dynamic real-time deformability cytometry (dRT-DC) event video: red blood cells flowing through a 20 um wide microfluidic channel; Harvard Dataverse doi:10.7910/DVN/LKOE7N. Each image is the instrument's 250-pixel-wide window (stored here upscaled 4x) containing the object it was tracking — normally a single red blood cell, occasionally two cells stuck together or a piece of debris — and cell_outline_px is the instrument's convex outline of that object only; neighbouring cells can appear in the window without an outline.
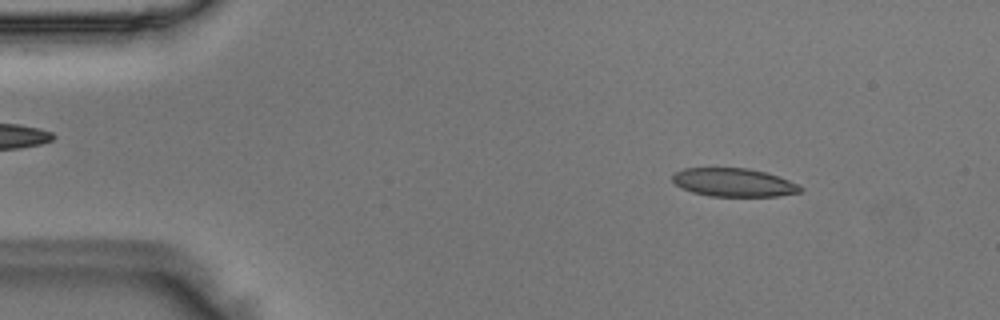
{"species": "Egyptian fruit bat (a non-hibernating species)", "species_latin": "Rousettus aegyptiacus", "temperature_condition": "room temperature", "stored_images_in_passage": 50, "camera_frame_rate_fps": 3000, "um_per_image_px": 0.085, "animal": {"sex": "male"}, "frame": {"image": 1, "passage_image": 6, "time_ms": 1.667, "image_size_px": [1000, 320], "cell_outline_px": [[804, 188], [800, 192], [776, 196], [708, 196], [692, 192], [680, 188], [672, 180], [672, 176], [676, 172], [684, 168], [748, 168], [768, 172], [788, 180]], "centroid_in_image_um": [62.35, 15.5], "position_along_channel_um": 22.7, "area_um2": 21.15}}
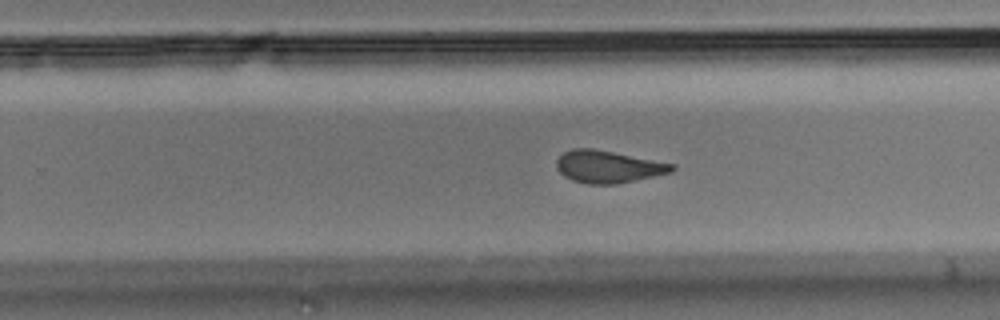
{"frame": {"image": 2, "passage_image": 31, "time_ms": 10.0, "image_size_px": [1000, 320], "cell_outline_px": [[676, 168], [672, 172], [616, 184], [588, 184], [572, 180], [564, 176], [556, 168], [556, 160], [564, 152], [572, 148], [592, 148], [676, 164]], "centroid_in_image_um": [51.68, 14.17], "position_along_channel_um": 278.1, "area_um2": 21.68}}
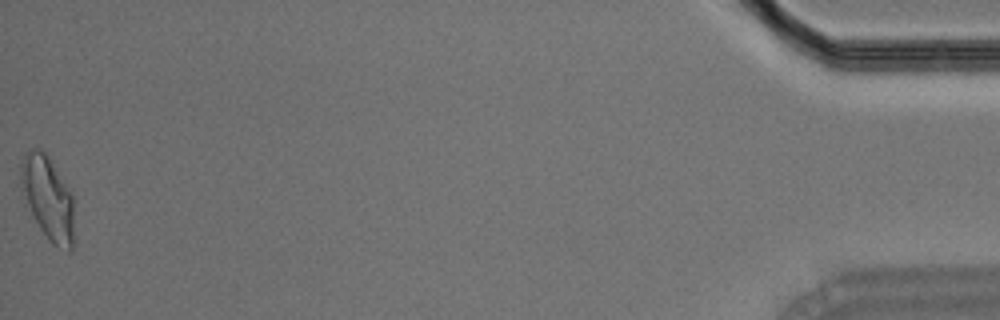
{"frame": {"image": 3, "passage_image": 50, "time_ms": 16.333, "image_size_px": [1000, 320], "cell_outline_px": [[72, 252], [68, 252], [52, 244], [48, 240], [40, 228], [20, 188], [20, 164], [24, 152], [32, 148], [40, 148], [48, 156], [72, 192]], "centroid_in_image_um": [4.05, 16.79], "position_along_channel_um": 431.2, "area_um2": 25.78}}